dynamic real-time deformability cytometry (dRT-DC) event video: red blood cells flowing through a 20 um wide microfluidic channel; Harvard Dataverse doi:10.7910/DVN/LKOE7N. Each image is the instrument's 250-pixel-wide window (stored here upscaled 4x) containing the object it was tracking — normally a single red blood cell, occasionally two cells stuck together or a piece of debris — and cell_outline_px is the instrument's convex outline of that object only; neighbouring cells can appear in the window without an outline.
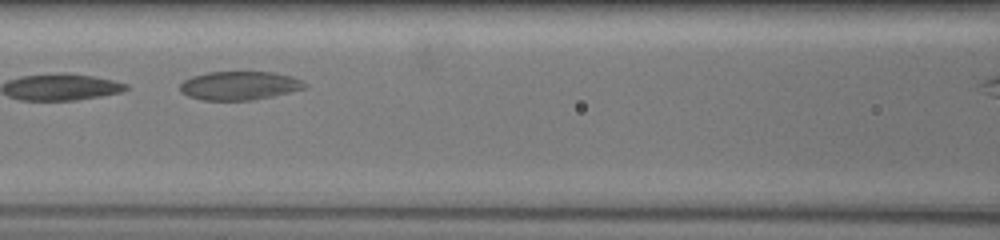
{"species": "common noctule bat (a hibernating species)", "species_latin": "Nyctalus noctula", "temperature_condition": "warm", "stored_images_in_passage": 7, "camera_frame_rate_fps": 3000, "um_per_image_px": 0.085, "animal": {"sex": "female", "body_mass_g": 19.5, "forearm_length_mm": 54.1}, "frame": {"image": 1, "passage_image": 5, "time_ms": 3.333, "image_size_px": [1000, 240], "cell_outline_px": [[308, 84], [304, 88], [288, 92], [252, 100], [204, 100], [192, 96], [184, 92], [180, 88], [180, 84], [184, 80], [192, 76], [208, 72], [276, 72], [292, 76]], "centroid_in_image_um": [20.38, 7.26], "position_along_channel_um": 146.2, "area_um2": 20.46}}
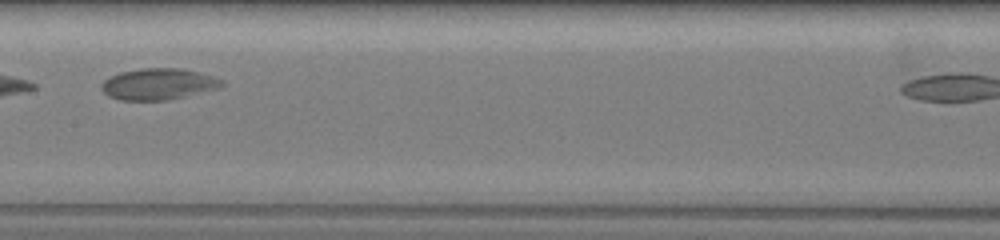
{"frame": {"image": 2, "passage_image": 6, "time_ms": 4.667, "image_size_px": [1000, 240], "cell_outline_px": [[224, 84], [216, 88], [164, 100], [124, 100], [112, 96], [104, 92], [104, 80], [120, 72], [140, 68], [184, 68], [212, 76], [220, 80]], "centroid_in_image_um": [13.46, 7.12], "position_along_channel_um": 193.9, "area_um2": 21.15}}